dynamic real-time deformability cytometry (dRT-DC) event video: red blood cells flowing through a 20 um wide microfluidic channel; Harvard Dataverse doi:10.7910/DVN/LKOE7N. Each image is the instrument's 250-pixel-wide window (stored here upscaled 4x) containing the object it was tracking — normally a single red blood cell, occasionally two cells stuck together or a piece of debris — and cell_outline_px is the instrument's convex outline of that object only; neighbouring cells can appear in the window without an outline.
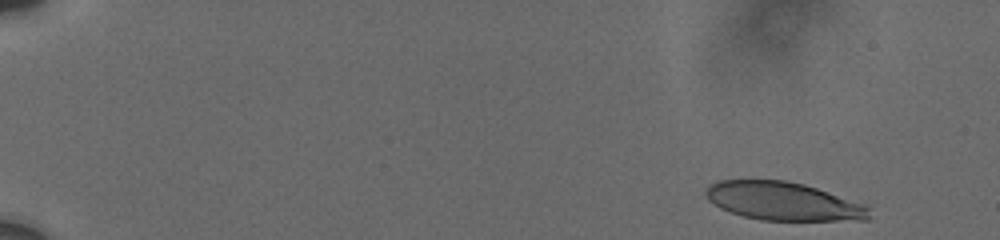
{"species": "human", "species_latin": "Homo sapiens", "temperature_condition": "cold", "stored_images_in_passage": 10, "camera_frame_rate_fps": 3000, "um_per_image_px": 0.085, "donor": {"sex": "male"}, "frame": {"image": 1, "passage_image": 1, "time_ms": 0.0, "image_size_px": [1000, 240], "cell_outline_px": [[868, 220], [760, 220], [744, 216], [720, 208], [708, 200], [704, 192], [708, 184], [720, 180], [784, 180], [804, 184], [816, 188], [860, 204], [868, 208]], "centroid_in_image_um": [66.47, 17.1], "position_along_channel_um": 18.5, "area_um2": 35.89}}
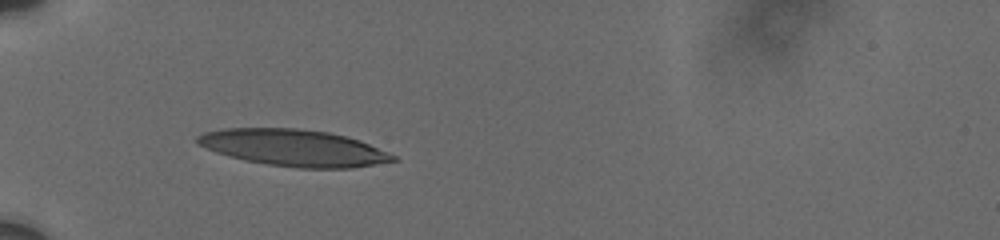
{"frame": {"image": 2, "passage_image": 7, "time_ms": 5.0, "image_size_px": [1000, 240], "cell_outline_px": [[400, 160], [352, 168], [296, 168], [268, 164], [244, 160], [228, 156], [216, 152], [196, 144], [196, 136], [204, 132], [224, 128], [296, 128], [328, 132], [360, 140], [388, 152], [396, 156]], "centroid_in_image_um": [24.96, 12.56], "position_along_channel_um": 60.0, "area_um2": 41.91}}
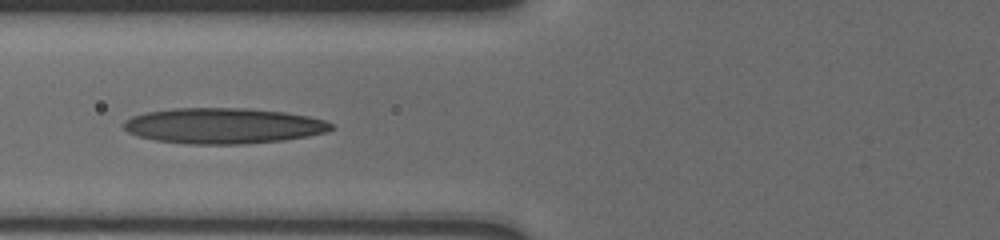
{"frame": {"image": 3, "passage_image": 9, "time_ms": 6.667, "image_size_px": [1000, 240], "cell_outline_px": [[332, 128], [328, 132], [308, 136], [284, 140], [244, 144], [184, 144], [152, 140], [128, 132], [120, 124], [124, 120], [132, 116], [144, 112], [172, 108], [248, 108], [284, 112], [308, 116], [324, 120], [332, 124]], "centroid_in_image_um": [18.93, 10.69], "position_along_channel_um": 106.9, "area_um2": 43.47}}